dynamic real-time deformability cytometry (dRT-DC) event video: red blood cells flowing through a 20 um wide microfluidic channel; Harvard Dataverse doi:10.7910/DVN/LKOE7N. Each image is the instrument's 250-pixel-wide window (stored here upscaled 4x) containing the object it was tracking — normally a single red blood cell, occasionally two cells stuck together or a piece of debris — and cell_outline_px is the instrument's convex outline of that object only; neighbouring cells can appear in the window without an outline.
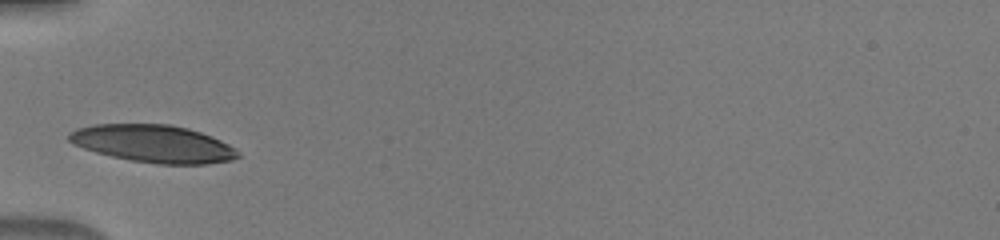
{"species": "human", "species_latin": "Homo sapiens", "temperature_condition": "warm", "stored_images_in_passage": 8, "camera_frame_rate_fps": 3000, "um_per_image_px": 0.085, "donor": {"sex": "male"}, "frame": {"image": 1, "passage_image": 1, "time_ms": 0.0, "image_size_px": [1000, 240], "cell_outline_px": [[240, 156], [232, 160], [208, 164], [160, 164], [132, 160], [112, 156], [96, 152], [72, 144], [68, 140], [68, 132], [76, 128], [92, 124], [168, 124], [188, 128], [212, 136], [228, 144], [240, 152]], "centroid_in_image_um": [13.02, 12.21], "position_along_channel_um": 72.0, "area_um2": 36.99}}
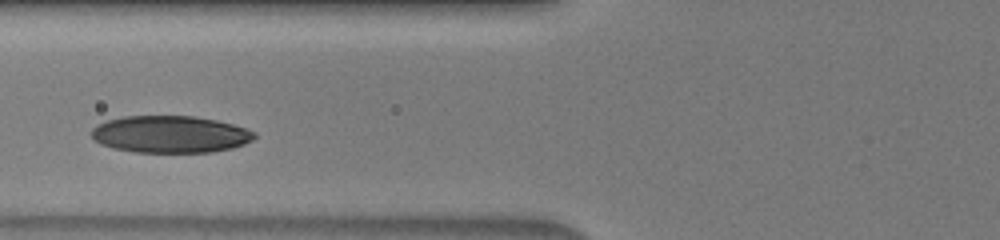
{"frame": {"image": 2, "passage_image": 2, "time_ms": 0.333, "image_size_px": [1000, 240], "cell_outline_px": [[256, 136], [252, 140], [244, 144], [232, 148], [212, 152], [136, 152], [112, 148], [100, 144], [92, 136], [92, 128], [96, 124], [108, 120], [124, 116], [192, 116], [216, 120], [232, 124], [256, 132]], "centroid_in_image_um": [14.46, 11.41], "position_along_channel_um": 111.3, "area_um2": 35.14}}